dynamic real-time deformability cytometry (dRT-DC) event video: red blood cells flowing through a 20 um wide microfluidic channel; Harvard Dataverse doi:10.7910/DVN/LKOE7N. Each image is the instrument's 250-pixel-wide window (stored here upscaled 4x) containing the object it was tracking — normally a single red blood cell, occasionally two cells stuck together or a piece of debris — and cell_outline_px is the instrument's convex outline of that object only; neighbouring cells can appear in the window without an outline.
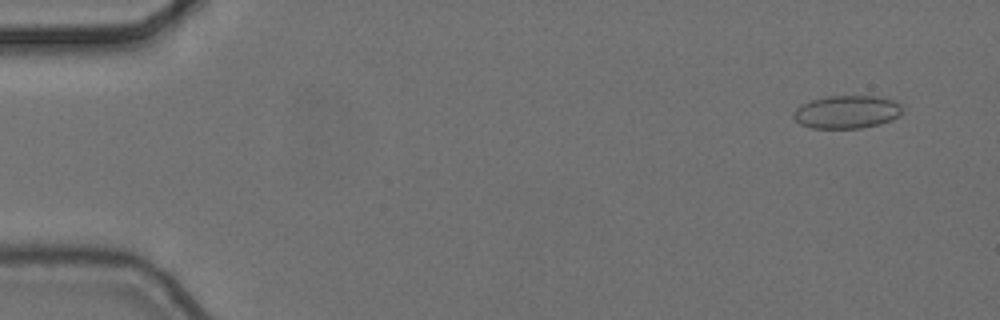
{"species": "common noctule bat (a hibernating species)", "species_latin": "Nyctalus noctula", "temperature_condition": "cold", "stored_images_in_passage": 4, "camera_frame_rate_fps": 3000, "um_per_image_px": 0.085, "animal": {"sex": "female", "body_mass_g": 24.6, "forearm_length_mm": 56.2}, "frame": {"image": 1, "passage_image": 1, "time_ms": 0.0, "image_size_px": [1000, 320], "cell_outline_px": [[900, 112], [892, 120], [880, 124], [860, 128], [812, 128], [800, 124], [792, 116], [792, 112], [800, 104], [812, 100], [828, 96], [872, 96], [892, 100], [900, 104]], "centroid_in_image_um": [71.91, 9.52], "position_along_channel_um": 13.1, "area_um2": 20.75}}
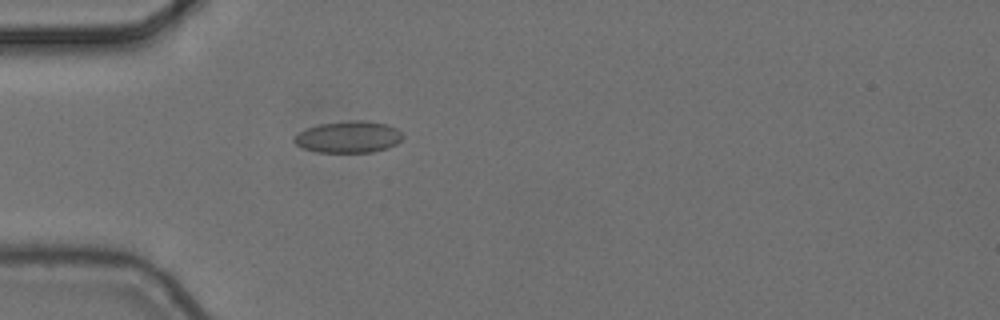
{"frame": {"image": 2, "passage_image": 4, "time_ms": 1.0, "image_size_px": [1000, 320], "cell_outline_px": [[404, 136], [396, 144], [388, 148], [372, 152], [316, 152], [304, 148], [296, 144], [292, 140], [300, 132], [308, 128], [320, 124], [348, 120], [364, 120], [388, 124], [396, 128]], "centroid_in_image_um": [29.65, 11.64], "position_along_channel_um": 55.4, "area_um2": 20.0}}